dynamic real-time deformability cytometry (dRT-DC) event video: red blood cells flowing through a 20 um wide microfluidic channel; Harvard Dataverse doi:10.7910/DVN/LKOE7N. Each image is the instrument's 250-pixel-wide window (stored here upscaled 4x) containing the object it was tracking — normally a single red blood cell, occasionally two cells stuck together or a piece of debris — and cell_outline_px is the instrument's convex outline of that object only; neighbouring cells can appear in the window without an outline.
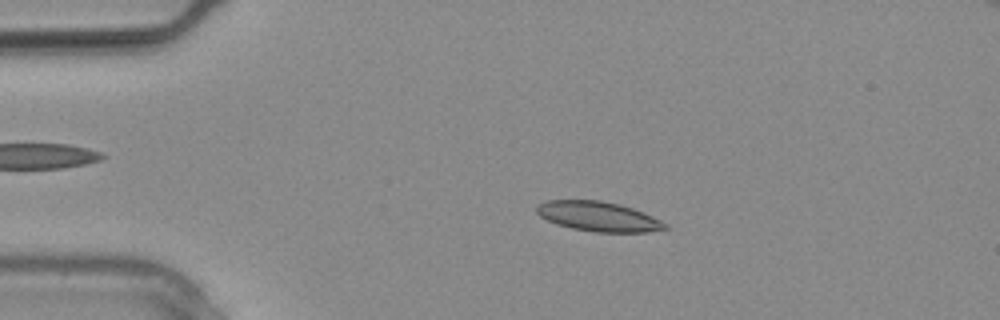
{"species": "common noctule bat (a hibernating species)", "species_latin": "Nyctalus noctula", "temperature_condition": "warm", "stored_images_in_passage": 11, "camera_frame_rate_fps": 3000, "um_per_image_px": 0.085, "animal": {"sex": "male", "body_mass_g": 20.4}, "frame": {"image": 1, "passage_image": 5, "time_ms": 1.333, "image_size_px": [1000, 320], "cell_outline_px": [[668, 228], [648, 232], [596, 232], [572, 228], [556, 224], [540, 216], [536, 212], [536, 204], [544, 200], [600, 200], [620, 204], [632, 208], [652, 216], [668, 224]], "centroid_in_image_um": [50.83, 18.39], "position_along_channel_um": 34.2, "area_um2": 22.31}}
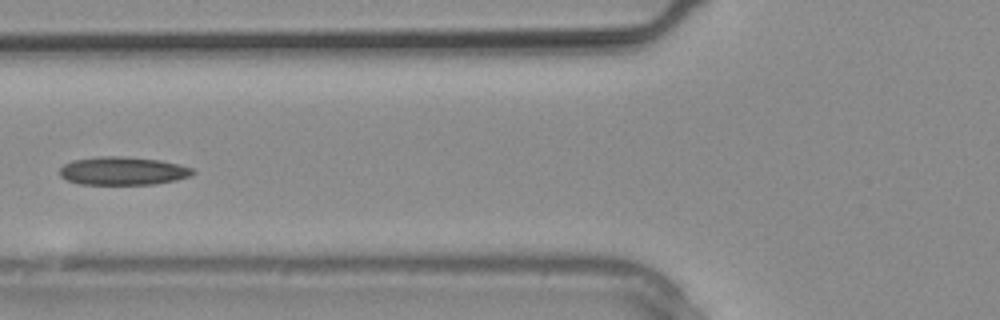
{"frame": {"image": 2, "passage_image": 10, "time_ms": 3.0, "image_size_px": [1000, 320], "cell_outline_px": [[196, 172], [192, 176], [176, 180], [152, 184], [80, 184], [68, 180], [60, 176], [60, 168], [64, 164], [72, 160], [100, 156], [124, 156], [160, 160], [180, 164], [192, 168]], "centroid_in_image_um": [10.47, 14.52], "position_along_channel_um": 115.3, "area_um2": 21.96}}